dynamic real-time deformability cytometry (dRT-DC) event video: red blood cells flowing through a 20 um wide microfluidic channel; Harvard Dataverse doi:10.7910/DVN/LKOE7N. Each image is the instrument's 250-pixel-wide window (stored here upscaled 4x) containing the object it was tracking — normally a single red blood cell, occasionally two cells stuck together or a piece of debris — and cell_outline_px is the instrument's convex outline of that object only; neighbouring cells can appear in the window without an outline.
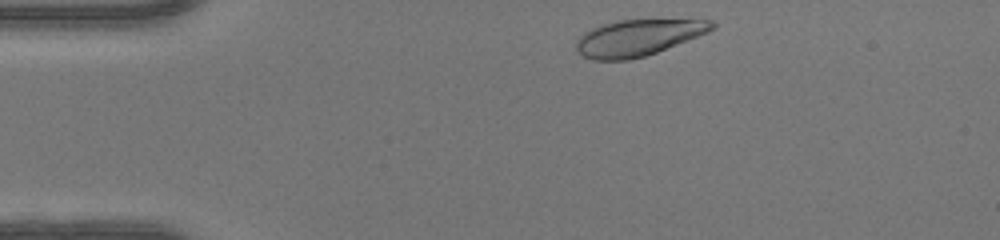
{"species": "human", "species_latin": "Homo sapiens", "temperature_condition": "warm", "stored_images_in_passage": 34, "camera_frame_rate_fps": 3000, "um_per_image_px": 0.085, "donor": {"sex": "female"}, "frame": {"image": 1, "passage_image": 2, "time_ms": 0.333, "image_size_px": [1000, 240], "cell_outline_px": [[716, 28], [708, 32], [656, 52], [644, 56], [628, 60], [592, 60], [584, 56], [576, 48], [576, 40], [584, 32], [600, 24], [616, 20], [712, 20], [716, 24]], "centroid_in_image_um": [54.21, 3.2], "position_along_channel_um": 30.8, "area_um2": 28.5}}
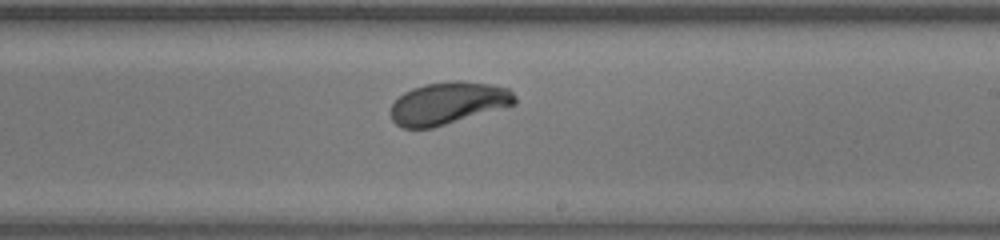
{"frame": {"image": 2, "passage_image": 22, "time_ms": 7.0, "image_size_px": [1000, 240], "cell_outline_px": [[516, 104], [432, 128], [404, 128], [396, 124], [392, 120], [392, 104], [404, 92], [412, 88], [424, 84], [452, 80], [456, 80], [492, 84], [508, 88], [516, 96]], "centroid_in_image_um": [38.1, 8.76], "position_along_channel_um": 250.9, "area_um2": 30.46}}
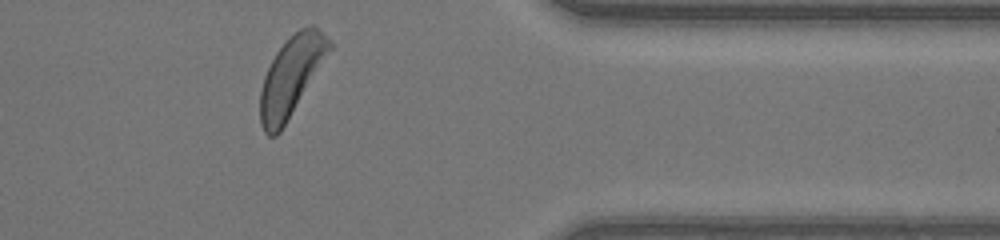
{"frame": {"image": 3, "passage_image": 33, "time_ms": 10.667, "image_size_px": [1000, 240], "cell_outline_px": [[336, 44], [280, 132], [276, 136], [268, 136], [264, 132], [260, 124], [260, 92], [264, 76], [276, 52], [300, 28], [308, 24], [316, 24]], "centroid_in_image_um": [24.81, 6.44], "position_along_channel_um": 386.6, "area_um2": 32.19}, "authors_computed_cell_mechanics": {"area_um2": 30.4895, "velocity_mm_per_s": 4.1823, "shape_relaxation_time_tau1_ms": 1.7941, "shape_relaxation_time_tau2_ms": null, "deformation_change_tau1": 0.1319, "deformation_change_tau2": null}}